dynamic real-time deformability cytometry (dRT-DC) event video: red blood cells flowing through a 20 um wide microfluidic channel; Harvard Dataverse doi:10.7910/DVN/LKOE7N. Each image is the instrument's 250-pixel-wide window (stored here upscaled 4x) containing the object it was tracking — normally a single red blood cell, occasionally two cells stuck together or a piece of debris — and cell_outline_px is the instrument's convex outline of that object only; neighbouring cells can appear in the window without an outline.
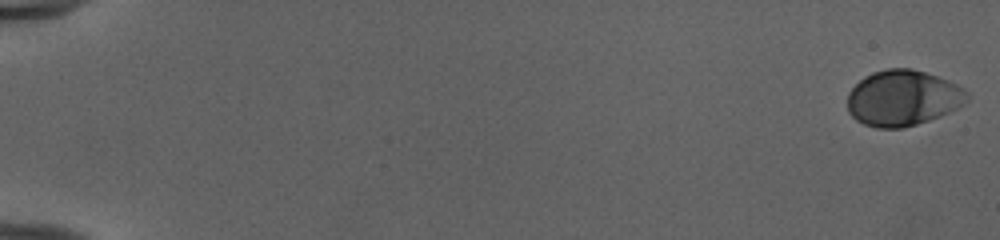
{"species": "human", "species_latin": "Homo sapiens", "temperature_condition": "cold", "stored_images_in_passage": 53, "camera_frame_rate_fps": 3000, "um_per_image_px": 0.085, "donor": {"sex": "female"}, "frame": {"image": 1, "passage_image": 1, "time_ms": 0.0, "image_size_px": [1000, 240], "cell_outline_px": [[968, 100], [964, 104], [940, 116], [904, 128], [876, 128], [864, 124], [856, 120], [848, 112], [848, 92], [864, 76], [872, 72], [888, 68], [912, 68], [948, 80], [964, 88], [968, 92]], "centroid_in_image_um": [76.73, 8.33], "position_along_channel_um": 8.3, "area_um2": 38.9}}
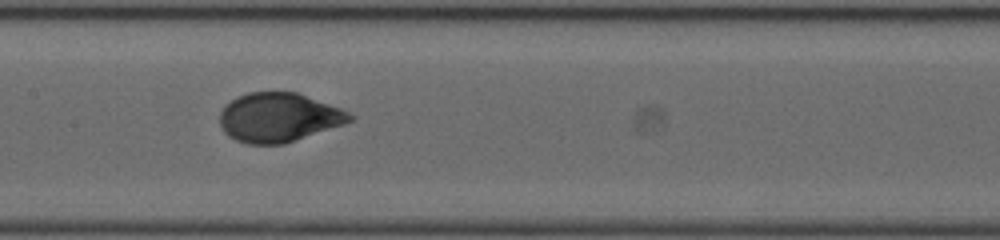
{"frame": {"image": 2, "passage_image": 29, "time_ms": 9.333, "image_size_px": [1000, 240], "cell_outline_px": [[356, 120], [284, 144], [248, 144], [236, 140], [228, 136], [224, 132], [220, 124], [220, 112], [236, 96], [248, 92], [296, 92], [340, 108], [356, 116]], "centroid_in_image_um": [23.7, 9.99], "position_along_channel_um": 183.7, "area_um2": 37.17}}
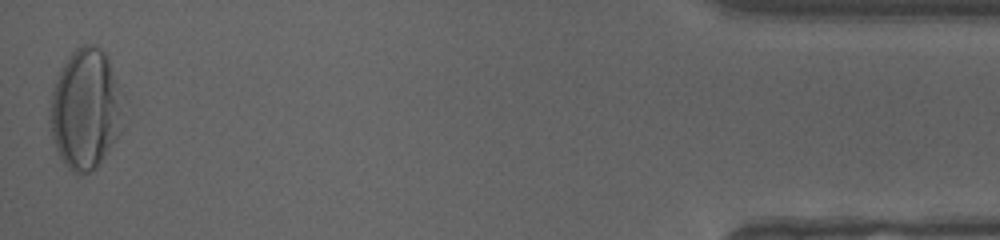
{"frame": {"image": 3, "passage_image": 53, "time_ms": 17.333, "image_size_px": [1000, 240], "cell_outline_px": [[124, 96], [120, 132], [116, 140], [96, 168], [92, 172], [76, 176], [64, 164], [56, 148], [52, 136], [48, 120], [48, 116], [52, 88], [60, 68], [68, 56], [80, 44], [96, 44], [108, 56]], "centroid_in_image_um": [7.27, 9.26], "position_along_channel_um": 427.9, "area_um2": 52.48}, "authors_computed_cell_mechanics": {"area_um2": 37.9168, "velocity_mm_per_s": 3.979, "shape_relaxation_time_tau1_ms": 5.8767, "shape_relaxation_time_tau2_ms": null, "deformation_change_tau1": 0.219, "deformation_change_tau2": null}}